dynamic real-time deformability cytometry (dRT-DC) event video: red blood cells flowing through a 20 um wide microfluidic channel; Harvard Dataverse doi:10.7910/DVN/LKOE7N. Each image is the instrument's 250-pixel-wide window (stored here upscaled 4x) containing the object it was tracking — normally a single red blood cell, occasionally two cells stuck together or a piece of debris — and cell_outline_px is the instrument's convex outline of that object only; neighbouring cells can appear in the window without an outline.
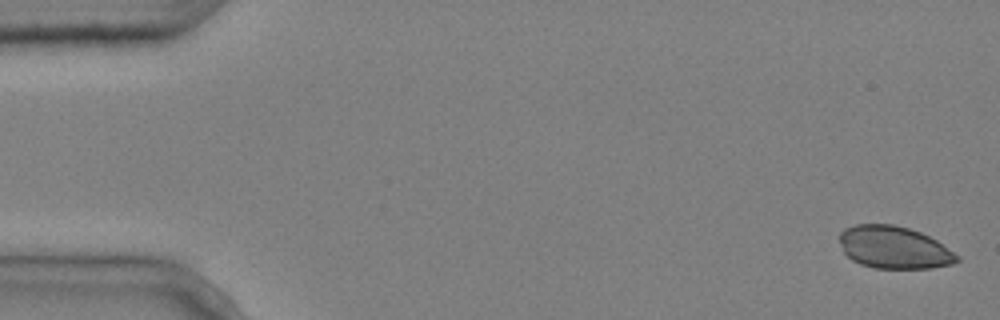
{"species": "common noctule bat (a hibernating species)", "species_latin": "Nyctalus noctula", "temperature_condition": "cold", "stored_images_in_passage": 5, "camera_frame_rate_fps": 3000, "um_per_image_px": 0.085, "animal": {"sex": "male", "body_mass_g": 20.4}, "frame": {"image": 1, "passage_image": 1, "time_ms": 0.0, "image_size_px": [1000, 320], "cell_outline_px": [[960, 260], [952, 264], [932, 268], [876, 268], [860, 264], [852, 260], [844, 252], [840, 240], [840, 232], [844, 228], [856, 224], [892, 224], [908, 228], [920, 232], [936, 240], [960, 256]], "centroid_in_image_um": [76.0, 21.03], "position_along_channel_um": 9.0, "area_um2": 28.96}}
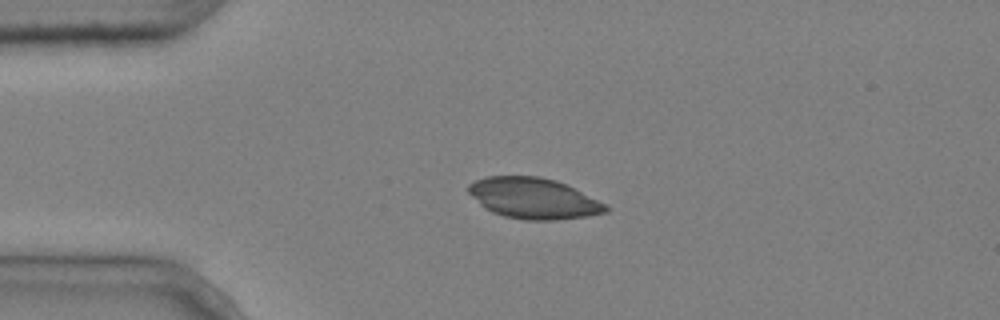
{"frame": {"image": 2, "passage_image": 4, "time_ms": 1.0, "image_size_px": [1000, 320], "cell_outline_px": [[612, 208], [608, 212], [588, 216], [556, 220], [524, 220], [504, 216], [492, 212], [484, 208], [468, 192], [468, 184], [484, 176], [540, 176], [556, 180], [608, 204]], "centroid_in_image_um": [45.38, 16.86], "position_along_channel_um": 39.6, "area_um2": 32.89}}